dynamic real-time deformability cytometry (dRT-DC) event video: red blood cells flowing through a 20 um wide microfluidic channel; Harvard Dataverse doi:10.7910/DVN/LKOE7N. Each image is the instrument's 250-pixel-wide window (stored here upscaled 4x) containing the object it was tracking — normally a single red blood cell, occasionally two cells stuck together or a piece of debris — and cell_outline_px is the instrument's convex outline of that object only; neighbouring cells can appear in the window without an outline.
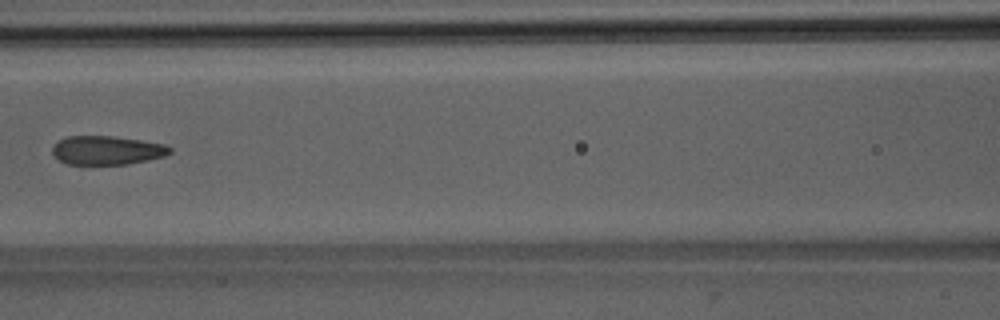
{"species": "Egyptian fruit bat (a non-hibernating species)", "species_latin": "Rousettus aegyptiacus", "temperature_condition": "room temperature", "stored_images_in_passage": 6, "camera_frame_rate_fps": 3000, "um_per_image_px": 0.085, "animal": {"sex": "male"}, "frame": {"image": 1, "passage_image": 6, "time_ms": 5.667, "image_size_px": [1000, 320], "cell_outline_px": [[172, 152], [164, 156], [148, 160], [128, 164], [68, 164], [60, 160], [52, 152], [52, 148], [60, 140], [68, 136], [112, 136], [140, 140], [164, 144], [172, 148]], "centroid_in_image_um": [9.12, 12.77], "position_along_channel_um": 157.5, "area_um2": 19.54}}